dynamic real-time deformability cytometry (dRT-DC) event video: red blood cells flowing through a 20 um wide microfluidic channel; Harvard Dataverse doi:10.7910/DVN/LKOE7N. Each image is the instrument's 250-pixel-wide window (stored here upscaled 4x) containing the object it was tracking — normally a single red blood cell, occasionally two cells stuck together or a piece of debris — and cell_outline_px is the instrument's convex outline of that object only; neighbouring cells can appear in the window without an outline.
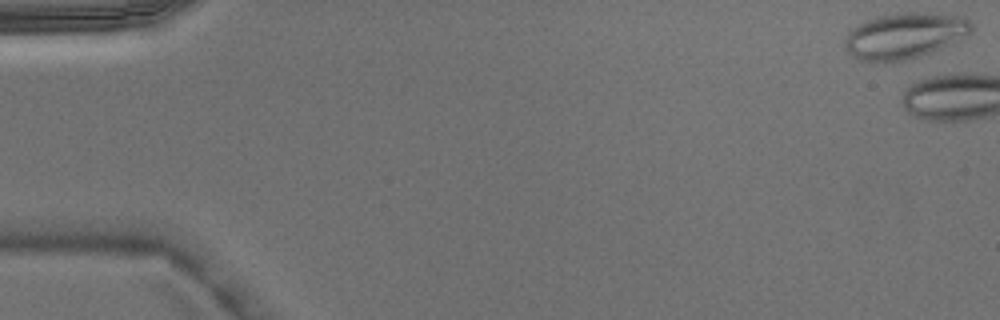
{"species": "Egyptian fruit bat (a non-hibernating species)", "species_latin": "Rousettus aegyptiacus", "temperature_condition": "warm", "stored_images_in_passage": 1, "camera_frame_rate_fps": 3000, "um_per_image_px": 0.085, "animal": {"sex": "male"}, "frame": {"image": 1, "passage_image": 1, "time_ms": 0.0, "image_size_px": [1000, 320], "cell_outline_px": [[972, 32], [968, 36], [932, 52], [920, 56], [892, 64], [876, 64], [860, 60], [852, 56], [844, 48], [844, 40], [848, 32], [856, 24], [876, 16], [900, 12], [924, 12], [956, 16], [968, 20], [972, 24]], "centroid_in_image_um": [76.83, 3.07], "position_along_channel_um": 8.2, "area_um2": 34.68}}